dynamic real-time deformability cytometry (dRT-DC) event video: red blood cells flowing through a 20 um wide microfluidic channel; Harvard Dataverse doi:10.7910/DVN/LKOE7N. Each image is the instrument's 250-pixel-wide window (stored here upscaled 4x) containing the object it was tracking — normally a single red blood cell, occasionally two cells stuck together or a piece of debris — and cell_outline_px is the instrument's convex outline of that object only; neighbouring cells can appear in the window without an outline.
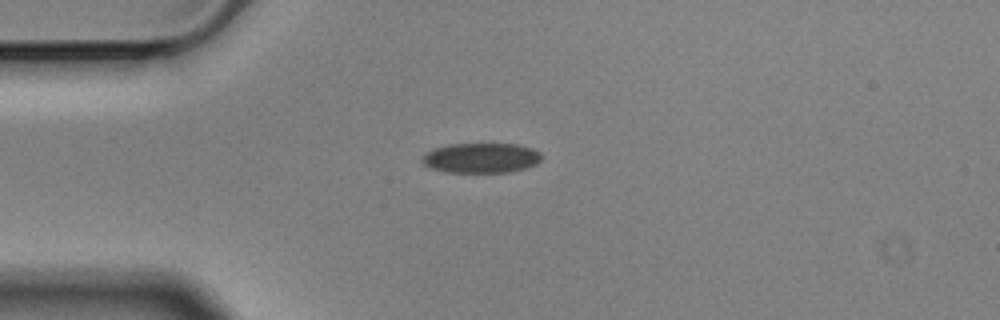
{"species": "Egyptian fruit bat (a non-hibernating species)", "species_latin": "Rousettus aegyptiacus", "temperature_condition": "cold", "stored_images_in_passage": 40, "camera_frame_rate_fps": 3000, "um_per_image_px": 0.085, "animal": {"sex": "male"}, "frame": {"image": 1, "passage_image": 1, "time_ms": 0.0, "image_size_px": [1000, 320], "cell_outline_px": [[540, 160], [536, 164], [524, 168], [508, 172], [444, 172], [432, 168], [424, 164], [420, 160], [432, 148], [448, 144], [516, 144], [532, 148], [540, 152]], "centroid_in_image_um": [40.87, 13.42], "position_along_channel_um": 44.1, "area_um2": 20.75}}
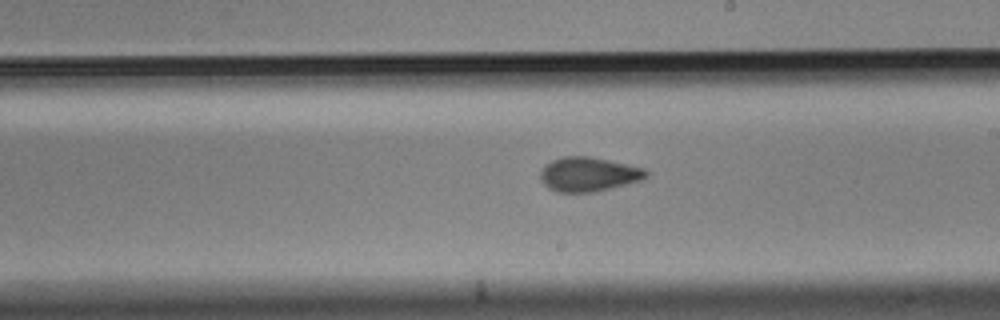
{"frame": {"image": 2, "passage_image": 19, "time_ms": 6.0, "image_size_px": [1000, 320], "cell_outline_px": [[648, 176], [640, 180], [592, 192], [556, 192], [548, 188], [544, 184], [540, 176], [540, 172], [544, 164], [552, 160], [564, 156], [588, 156], [644, 168], [648, 172]], "centroid_in_image_um": [49.97, 14.81], "position_along_channel_um": 239.0, "area_um2": 20.87}}
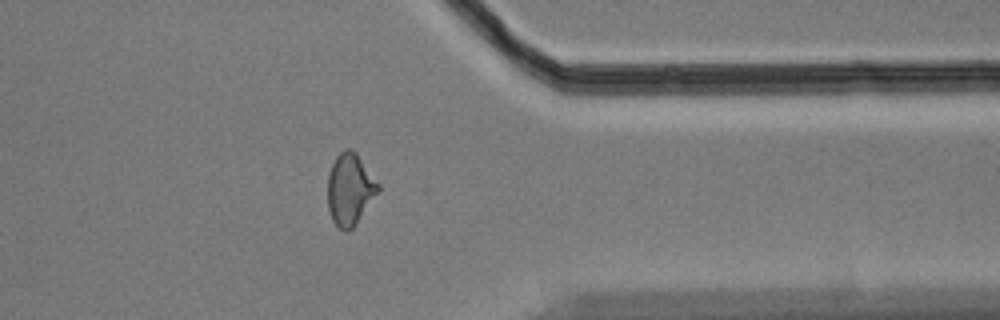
{"frame": {"image": 3, "passage_image": 32, "time_ms": 10.333, "image_size_px": [1000, 320], "cell_outline_px": [[380, 188], [356, 224], [348, 232], [344, 232], [332, 220], [328, 208], [328, 176], [332, 164], [336, 156], [344, 148], [352, 148], [356, 152], [380, 184]], "centroid_in_image_um": [29.74, 16.07], "position_along_channel_um": 381.7, "area_um2": 21.04}, "authors_computed_cell_mechanics": {"area_um2": 20.808, "velocity_mm_per_s": 3.5259, "shape_relaxation_time_tau1_ms": 5.2534, "shape_relaxation_time_tau2_ms": 2.3178, "deformation_change_tau1": 0.1255, "deformation_change_tau2": 0.0759}}